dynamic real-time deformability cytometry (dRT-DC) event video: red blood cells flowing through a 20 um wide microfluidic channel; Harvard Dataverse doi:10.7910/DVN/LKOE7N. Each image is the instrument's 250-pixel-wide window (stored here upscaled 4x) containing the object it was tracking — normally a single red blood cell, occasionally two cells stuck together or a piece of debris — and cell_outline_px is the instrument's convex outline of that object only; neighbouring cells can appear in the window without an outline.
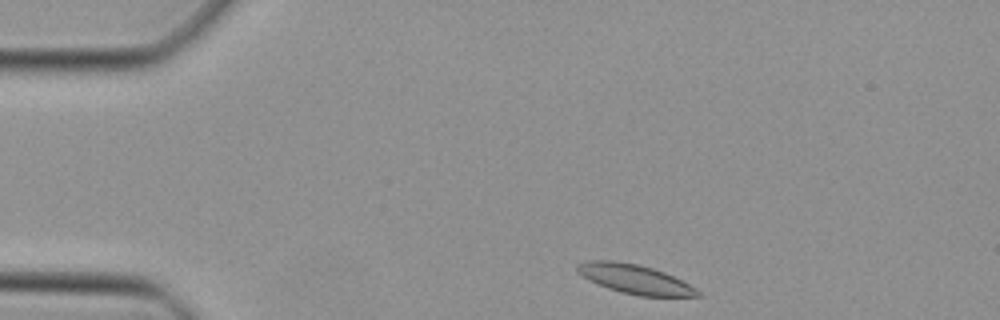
{"species": "Egyptian fruit bat (a non-hibernating species)", "species_latin": "Rousettus aegyptiacus", "temperature_condition": "cold", "stored_images_in_passage": 40, "camera_frame_rate_fps": 3000, "um_per_image_px": 0.085, "animal": {"sex": "female"}, "frame": {"image": 1, "passage_image": 1, "time_ms": 0.0, "image_size_px": [1000, 320], "cell_outline_px": [[700, 296], [640, 296], [608, 288], [588, 280], [576, 272], [576, 264], [588, 260], [612, 260], [636, 264], [652, 268], [664, 272], [696, 288], [700, 292]], "centroid_in_image_um": [53.9, 23.71], "position_along_channel_um": 31.1, "area_um2": 20.29}}
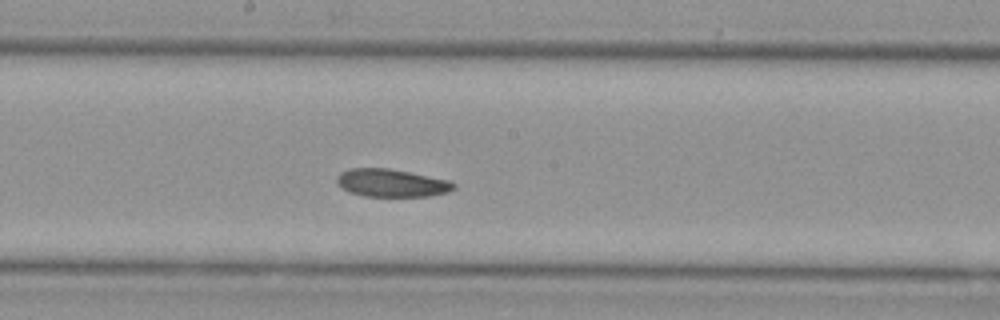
{"frame": {"image": 2, "passage_image": 18, "time_ms": 5.667, "image_size_px": [1000, 320], "cell_outline_px": [[456, 188], [448, 192], [428, 196], [364, 196], [348, 192], [336, 180], [336, 176], [340, 172], [348, 168], [388, 168], [448, 180], [456, 184]], "centroid_in_image_um": [33.27, 15.55], "position_along_channel_um": 214.9, "area_um2": 18.84}}
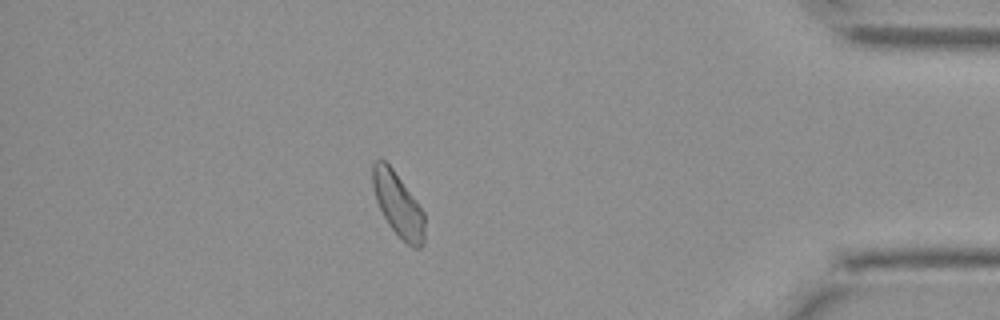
{"frame": {"image": 3, "passage_image": 34, "time_ms": 11.0, "image_size_px": [1000, 320], "cell_outline_px": [[424, 244], [420, 248], [412, 248], [388, 224], [376, 200], [372, 188], [372, 164], [380, 156], [392, 168], [416, 200], [424, 212]], "centroid_in_image_um": [33.82, 17.36], "position_along_channel_um": 401.4, "area_um2": 19.25}}